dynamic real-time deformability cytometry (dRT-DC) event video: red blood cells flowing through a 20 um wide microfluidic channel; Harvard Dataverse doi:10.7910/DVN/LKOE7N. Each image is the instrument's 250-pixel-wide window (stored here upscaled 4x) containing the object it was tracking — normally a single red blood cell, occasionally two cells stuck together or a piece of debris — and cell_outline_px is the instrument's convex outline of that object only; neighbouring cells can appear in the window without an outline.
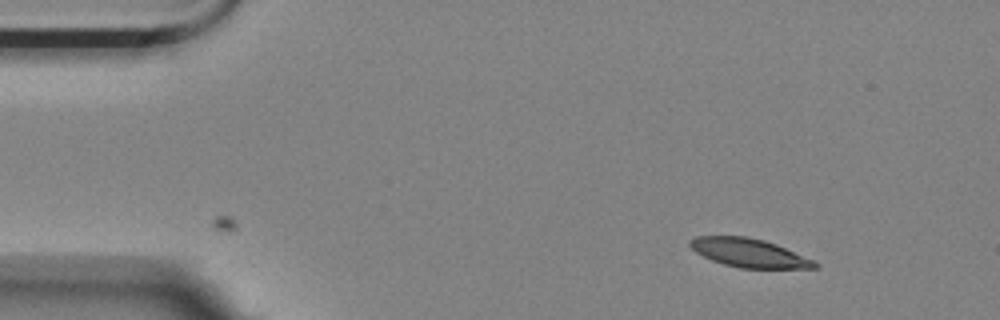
{"species": "Egyptian fruit bat (a non-hibernating species)", "species_latin": "Rousettus aegyptiacus", "temperature_condition": "room temperature", "stored_images_in_passage": 50, "camera_frame_rate_fps": 3000, "um_per_image_px": 0.085, "animal": {"sex": "female"}, "frame": {"image": 1, "passage_image": 1, "time_ms": 0.0, "image_size_px": [1000, 320], "cell_outline_px": [[820, 268], [740, 268], [724, 264], [712, 260], [696, 252], [688, 244], [688, 240], [696, 236], [748, 236], [764, 240], [776, 244], [812, 260], [820, 264]], "centroid_in_image_um": [63.65, 21.49], "position_along_channel_um": 21.4, "area_um2": 20.69}}
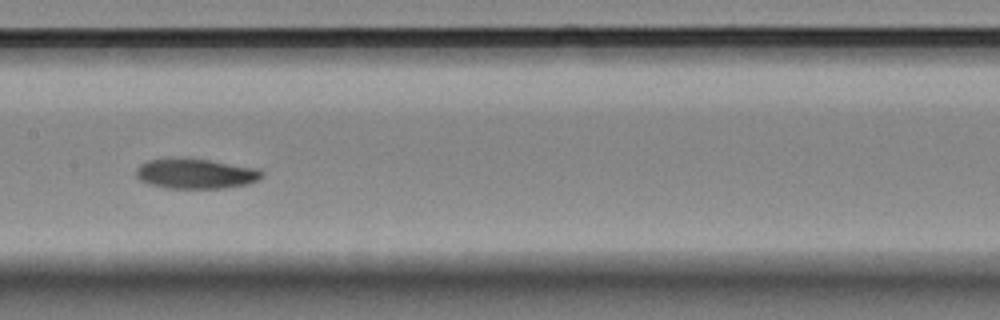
{"frame": {"image": 2, "passage_image": 22, "time_ms": 7.0, "image_size_px": [1000, 320], "cell_outline_px": [[264, 176], [248, 184], [224, 188], [164, 188], [148, 184], [140, 180], [136, 176], [136, 168], [140, 164], [148, 160], [208, 160], [260, 168], [264, 172]], "centroid_in_image_um": [16.67, 14.79], "position_along_channel_um": 190.7, "area_um2": 21.68}}
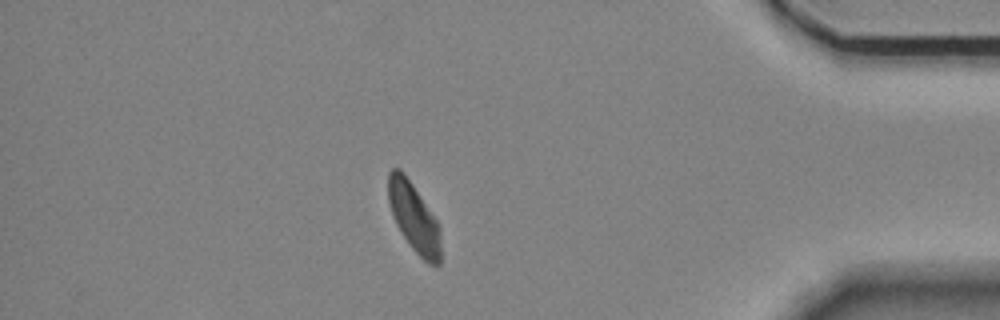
{"frame": {"image": 3, "passage_image": 43, "time_ms": 14.0, "image_size_px": [1000, 320], "cell_outline_px": [[440, 264], [428, 264], [412, 248], [396, 224], [388, 200], [388, 172], [392, 168], [400, 168], [412, 184], [436, 220], [440, 228]], "centroid_in_image_um": [35.17, 18.47], "position_along_channel_um": 400.0, "area_um2": 20.63}, "authors_computed_cell_mechanics": {"area_um2": 22.253, "velocity_mm_per_s": 3.533, "shape_relaxation_time_tau1_ms": 8.5856, "shape_relaxation_time_tau2_ms": null, "deformation_change_tau1": 0.1918, "deformation_change_tau2": null}}